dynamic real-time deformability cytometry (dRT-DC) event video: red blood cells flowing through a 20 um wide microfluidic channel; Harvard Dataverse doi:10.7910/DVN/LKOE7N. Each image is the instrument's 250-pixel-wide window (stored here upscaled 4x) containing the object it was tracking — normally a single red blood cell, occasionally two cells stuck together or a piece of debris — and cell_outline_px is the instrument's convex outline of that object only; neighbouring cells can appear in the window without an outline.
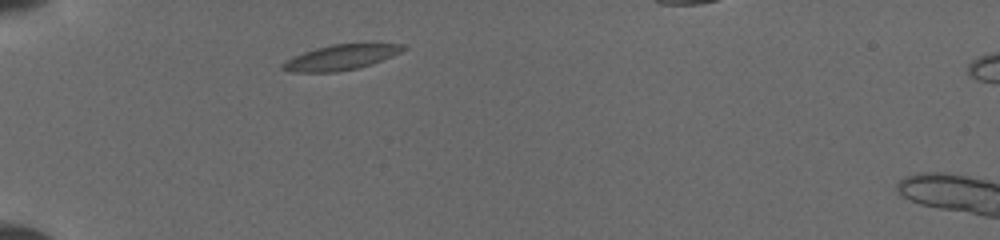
{"species": "common noctule bat (a hibernating species)", "species_latin": "Nyctalus noctula", "temperature_condition": "cold", "stored_images_in_passage": 4, "camera_frame_rate_fps": 3000, "um_per_image_px": 0.085, "animal": {"sex": "female", "body_mass_g": 19.5, "forearm_length_mm": 54.1}, "frame": {"image": 1, "passage_image": 1, "time_ms": 0.0, "image_size_px": [1000, 240], "cell_outline_px": [[408, 48], [392, 56], [356, 68], [336, 72], [292, 72], [280, 68], [280, 64], [284, 60], [304, 52], [316, 48], [332, 44], [372, 40], [404, 44]], "centroid_in_image_um": [29.05, 4.8], "position_along_channel_um": 56.0, "area_um2": 18.5}}
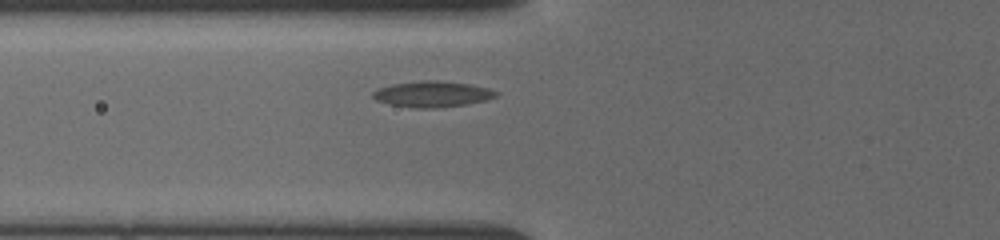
{"frame": {"image": 2, "passage_image": 3, "time_ms": 1.333, "image_size_px": [1000, 240], "cell_outline_px": [[500, 92], [496, 96], [484, 100], [464, 104], [432, 108], [416, 108], [388, 104], [376, 100], [372, 96], [372, 92], [380, 88], [392, 84], [420, 80], [436, 80], [468, 84], [488, 88]], "centroid_in_image_um": [36.71, 7.99], "position_along_channel_um": 89.1, "area_um2": 18.38}}